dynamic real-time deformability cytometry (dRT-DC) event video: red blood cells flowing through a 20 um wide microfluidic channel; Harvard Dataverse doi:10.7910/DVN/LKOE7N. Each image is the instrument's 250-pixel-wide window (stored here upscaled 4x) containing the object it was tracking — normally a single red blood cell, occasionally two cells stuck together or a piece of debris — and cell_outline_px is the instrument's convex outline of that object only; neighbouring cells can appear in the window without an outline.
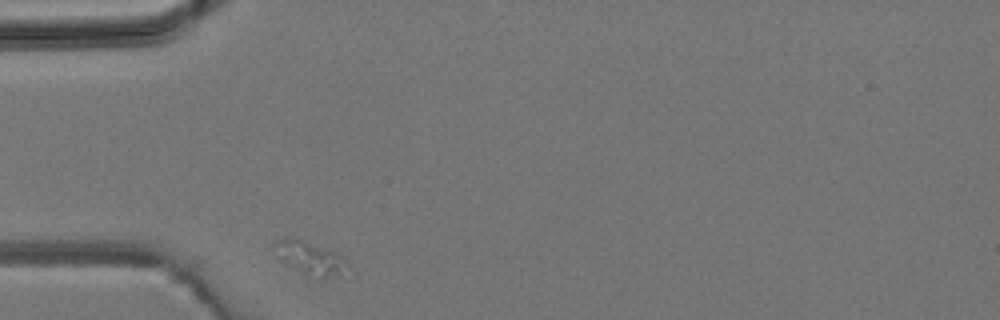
{"species": "common noctule bat (a hibernating species)", "species_latin": "Nyctalus noctula", "temperature_condition": "room temperature", "stored_images_in_passage": 1, "camera_frame_rate_fps": 3000, "um_per_image_px": 0.085, "animal": {"sex": "male", "body_mass_g": 19.2, "forearm_length_mm": 51.8}, "frame": {"image": 1, "passage_image": 1, "time_ms": 0.0, "image_size_px": [1000, 320], "cell_outline_px": [[340, 268], [336, 272], [320, 280], [300, 272], [284, 264], [276, 256], [272, 244], [276, 240], [300, 240], [332, 252], [340, 264]], "centroid_in_image_um": [26.06, 21.95], "position_along_channel_um": 58.9, "area_um2": 12.43}}